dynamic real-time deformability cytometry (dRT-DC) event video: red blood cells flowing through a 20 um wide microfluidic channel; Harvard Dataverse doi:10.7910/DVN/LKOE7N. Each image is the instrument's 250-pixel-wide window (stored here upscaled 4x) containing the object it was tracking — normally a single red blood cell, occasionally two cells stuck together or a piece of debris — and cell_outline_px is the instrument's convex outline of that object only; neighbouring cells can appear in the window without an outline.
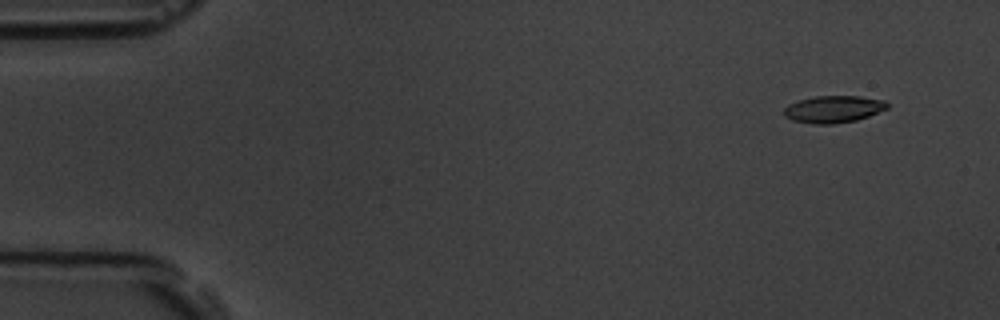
{"species": "common noctule bat (a hibernating species)", "species_latin": "Nyctalus noctula", "temperature_condition": "room temperature", "stored_images_in_passage": 17, "camera_frame_rate_fps": 3000, "um_per_image_px": 0.085, "animal": {"sex": "male", "body_mass_g": 19.5, "forearm_length_mm": 54.6}, "frame": {"image": 1, "passage_image": 2, "time_ms": 1.0, "image_size_px": [1000, 320], "cell_outline_px": [[888, 108], [868, 116], [856, 120], [832, 124], [812, 124], [792, 120], [784, 116], [784, 108], [788, 104], [800, 100], [816, 96], [860, 96], [884, 100], [888, 104]], "centroid_in_image_um": [70.83, 9.28], "position_along_channel_um": 14.2, "area_um2": 16.24}}
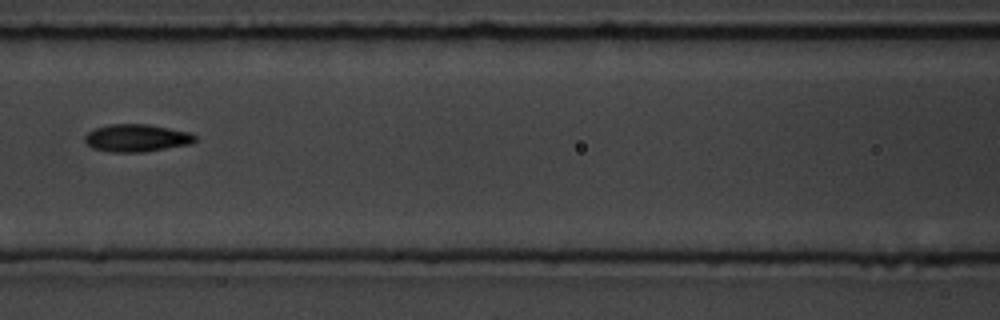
{"frame": {"image": 2, "passage_image": 8, "time_ms": 8.0, "image_size_px": [1000, 320], "cell_outline_px": [[196, 140], [192, 144], [144, 152], [108, 152], [92, 148], [84, 140], [84, 136], [88, 132], [96, 128], [108, 124], [148, 124], [192, 132], [196, 136]], "centroid_in_image_um": [11.64, 11.73], "position_along_channel_um": 155.0, "area_um2": 17.92}}
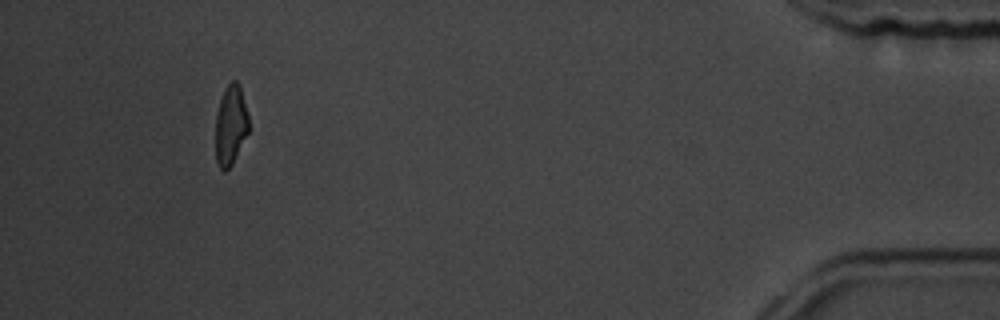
{"frame": {"image": 3, "passage_image": 16, "time_ms": 17.0, "image_size_px": [1000, 320], "cell_outline_px": [[248, 132], [232, 164], [224, 172], [220, 168], [216, 160], [216, 112], [224, 88], [232, 80], [236, 80], [240, 84], [248, 116]], "centroid_in_image_um": [19.6, 10.6], "position_along_channel_um": 415.6, "area_um2": 15.37}, "authors_computed_cell_mechanics": {"area_um2": 16.762, "velocity_mm_per_s": 3.6534, "shape_relaxation_time_tau1_ms": null, "shape_relaxation_time_tau2_ms": 1.6296, "deformation_change_tau1": null, "deformation_change_tau2": 0.0751}}